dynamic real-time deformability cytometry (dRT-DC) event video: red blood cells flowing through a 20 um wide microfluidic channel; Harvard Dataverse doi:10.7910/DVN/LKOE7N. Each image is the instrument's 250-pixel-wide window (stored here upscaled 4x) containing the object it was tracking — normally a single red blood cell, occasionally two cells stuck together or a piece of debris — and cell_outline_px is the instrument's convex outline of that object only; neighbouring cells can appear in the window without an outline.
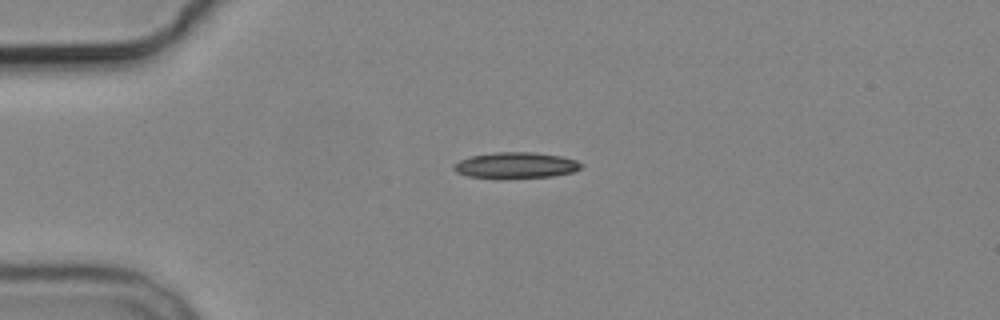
{"species": "common noctule bat (a hibernating species)", "species_latin": "Nyctalus noctula", "temperature_condition": "cold", "stored_images_in_passage": 2, "camera_frame_rate_fps": 3000, "um_per_image_px": 0.085, "animal": {"sex": "male", "body_mass_g": 19.2, "forearm_length_mm": 51.8}, "frame": {"image": 1, "passage_image": 1, "time_ms": 0.0, "image_size_px": [1000, 320], "cell_outline_px": [[584, 164], [580, 168], [572, 172], [552, 176], [496, 180], [468, 176], [456, 172], [452, 168], [452, 164], [460, 160], [472, 156], [496, 152], [532, 152], [560, 156], [576, 160]], "centroid_in_image_um": [43.79, 14.08], "position_along_channel_um": 41.2, "area_um2": 19.71}}
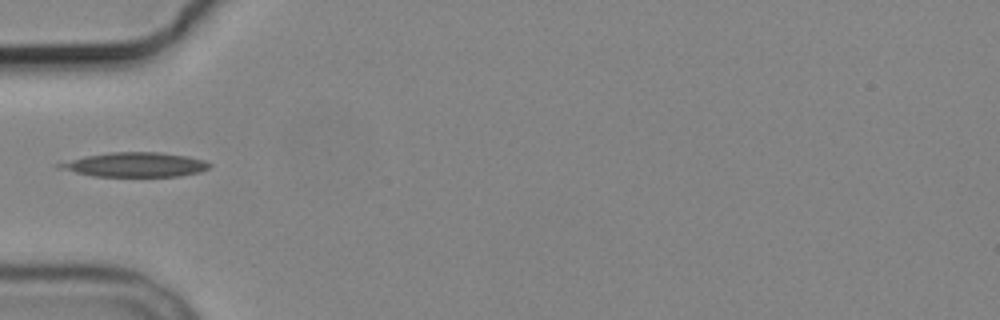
{"frame": {"image": 2, "passage_image": 2, "time_ms": 1.667, "image_size_px": [1000, 320], "cell_outline_px": [[212, 164], [208, 168], [200, 172], [180, 176], [92, 176], [56, 168], [56, 164], [84, 156], [112, 152], [160, 152], [188, 156], [204, 160]], "centroid_in_image_um": [11.49, 13.99], "position_along_channel_um": 73.5, "area_um2": 21.39}}